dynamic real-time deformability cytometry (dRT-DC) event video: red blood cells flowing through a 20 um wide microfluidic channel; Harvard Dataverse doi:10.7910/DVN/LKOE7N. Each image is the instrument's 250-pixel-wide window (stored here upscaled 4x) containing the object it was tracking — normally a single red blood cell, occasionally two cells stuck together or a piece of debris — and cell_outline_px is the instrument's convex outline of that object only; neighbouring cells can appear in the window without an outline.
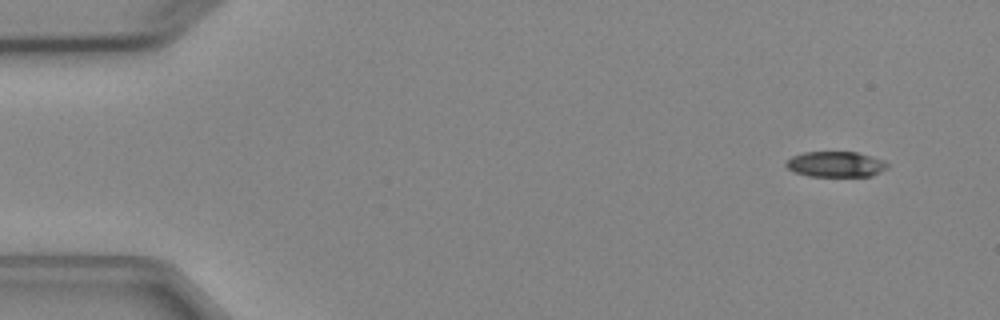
{"species": "Egyptian fruit bat (a non-hibernating species)", "species_latin": "Rousettus aegyptiacus", "temperature_condition": "cold", "stored_images_in_passage": 4, "camera_frame_rate_fps": 3000, "um_per_image_px": 0.085, "animal": {"sex": "female"}, "frame": {"image": 1, "passage_image": 1, "time_ms": 0.0, "image_size_px": [1000, 320], "cell_outline_px": [[888, 168], [872, 176], [808, 176], [796, 172], [788, 168], [784, 164], [792, 156], [804, 152], [856, 152], [884, 160], [888, 164]], "centroid_in_image_um": [71.05, 13.96], "position_along_channel_um": 14.0, "area_um2": 15.03}}
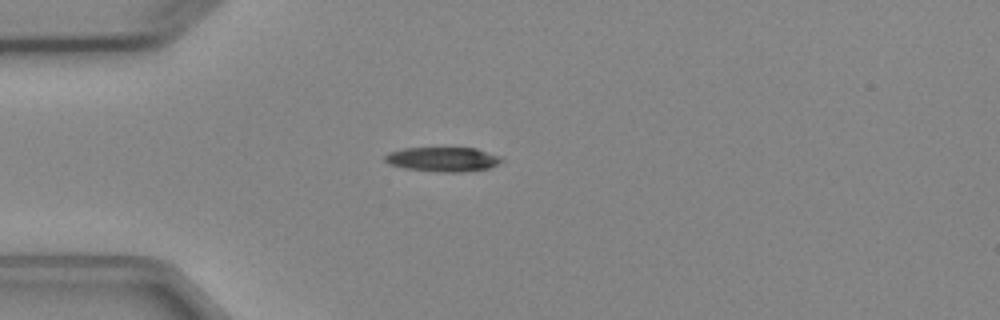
{"frame": {"image": 2, "passage_image": 4, "time_ms": 3.333, "image_size_px": [1000, 320], "cell_outline_px": [[504, 160], [488, 168], [460, 172], [440, 172], [404, 168], [388, 164], [384, 160], [384, 156], [388, 152], [404, 148], [476, 148], [500, 156]], "centroid_in_image_um": [37.6, 13.54], "position_along_channel_um": 47.4, "area_um2": 16.59}}